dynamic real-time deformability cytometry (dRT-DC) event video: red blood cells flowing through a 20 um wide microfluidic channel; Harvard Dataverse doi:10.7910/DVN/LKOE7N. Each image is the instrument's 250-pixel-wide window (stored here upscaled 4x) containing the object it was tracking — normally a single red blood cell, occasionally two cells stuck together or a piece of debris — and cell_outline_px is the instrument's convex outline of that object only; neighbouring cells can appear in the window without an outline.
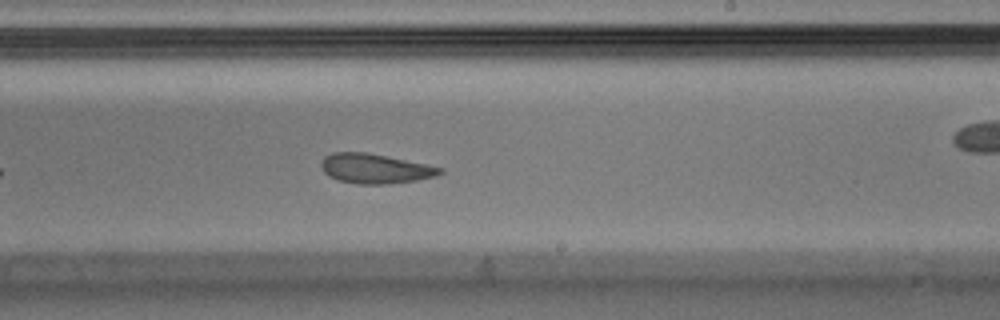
{"species": "Egyptian fruit bat (a non-hibernating species)", "species_latin": "Rousettus aegyptiacus", "temperature_condition": "warm", "stored_images_in_passage": 20, "camera_frame_rate_fps": 3000, "um_per_image_px": 0.085, "animal": {"sex": "male"}, "frame": {"image": 1, "passage_image": 15, "time_ms": 4.667, "image_size_px": [1000, 320], "cell_outline_px": [[444, 172], [436, 176], [416, 180], [388, 184], [360, 184], [336, 180], [328, 176], [320, 168], [320, 160], [324, 156], [332, 152], [364, 152], [444, 168]], "centroid_in_image_um": [31.82, 14.34], "position_along_channel_um": 257.2, "area_um2": 20.52}}